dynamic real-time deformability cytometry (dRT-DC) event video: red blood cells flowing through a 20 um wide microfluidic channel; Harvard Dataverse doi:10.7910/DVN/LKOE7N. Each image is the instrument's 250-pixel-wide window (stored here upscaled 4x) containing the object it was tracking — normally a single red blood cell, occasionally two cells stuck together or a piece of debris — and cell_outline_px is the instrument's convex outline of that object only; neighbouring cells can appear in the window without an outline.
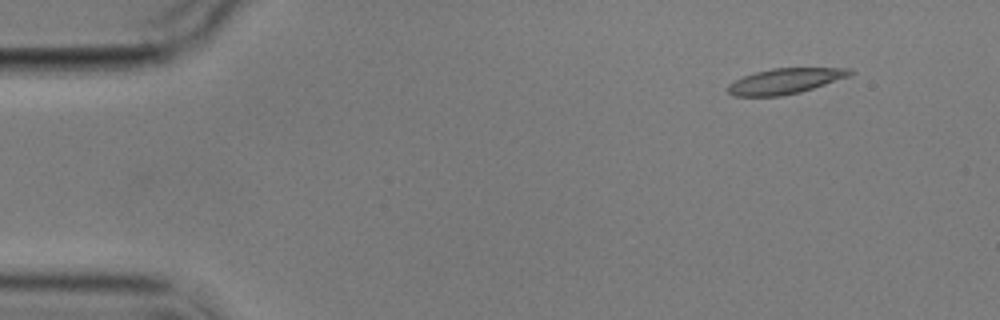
{"species": "common noctule bat (a hibernating species)", "species_latin": "Nyctalus noctula", "temperature_condition": "cold", "stored_images_in_passage": 5, "camera_frame_rate_fps": 3000, "um_per_image_px": 0.085, "animal": {"sex": "male", "body_mass_g": 17.9}, "frame": {"image": 1, "passage_image": 2, "time_ms": 1.333, "image_size_px": [1000, 320], "cell_outline_px": [[856, 72], [852, 76], [800, 92], [780, 96], [732, 96], [728, 92], [728, 84], [744, 76], [756, 72], [772, 68], [852, 68]], "centroid_in_image_um": [66.8, 6.88], "position_along_channel_um": 18.2, "area_um2": 18.21}}
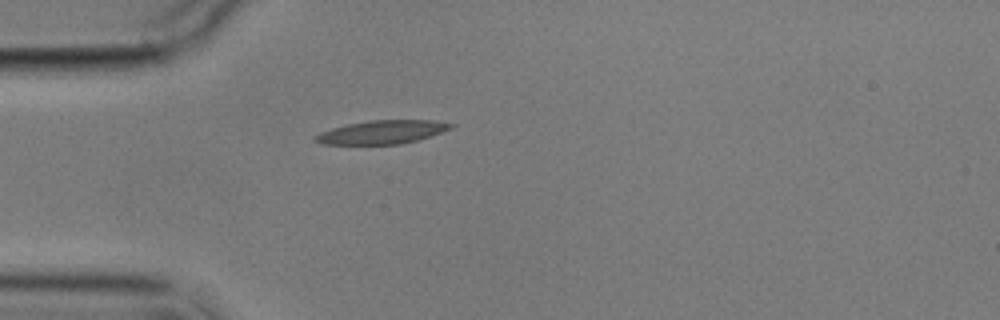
{"frame": {"image": 2, "passage_image": 5, "time_ms": 4.667, "image_size_px": [1000, 320], "cell_outline_px": [[456, 124], [452, 128], [416, 140], [400, 144], [324, 144], [312, 140], [312, 136], [320, 132], [332, 128], [348, 124], [368, 120], [432, 120]], "centroid_in_image_um": [32.42, 11.22], "position_along_channel_um": 52.6, "area_um2": 18.44}}